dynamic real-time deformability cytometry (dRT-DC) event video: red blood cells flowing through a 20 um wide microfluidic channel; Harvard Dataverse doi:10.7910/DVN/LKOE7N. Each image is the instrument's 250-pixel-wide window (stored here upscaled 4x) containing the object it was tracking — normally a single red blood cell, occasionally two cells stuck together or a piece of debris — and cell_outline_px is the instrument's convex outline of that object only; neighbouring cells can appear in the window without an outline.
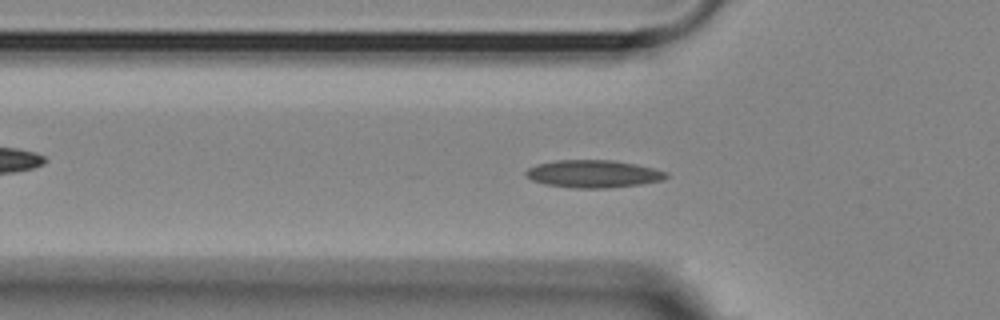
{"species": "Egyptian fruit bat (a non-hibernating species)", "species_latin": "Rousettus aegyptiacus", "temperature_condition": "room temperature", "stored_images_in_passage": 56, "camera_frame_rate_fps": 3000, "um_per_image_px": 0.085, "animal": {"sex": "female"}, "frame": {"image": 1, "passage_image": 17, "time_ms": 5.333, "image_size_px": [1000, 320], "cell_outline_px": [[668, 176], [664, 180], [640, 184], [604, 188], [572, 188], [544, 184], [532, 180], [524, 176], [524, 172], [528, 168], [536, 164], [556, 160], [612, 160], [636, 164], [668, 172]], "centroid_in_image_um": [50.39, 14.77], "position_along_channel_um": 75.4, "area_um2": 22.66}}
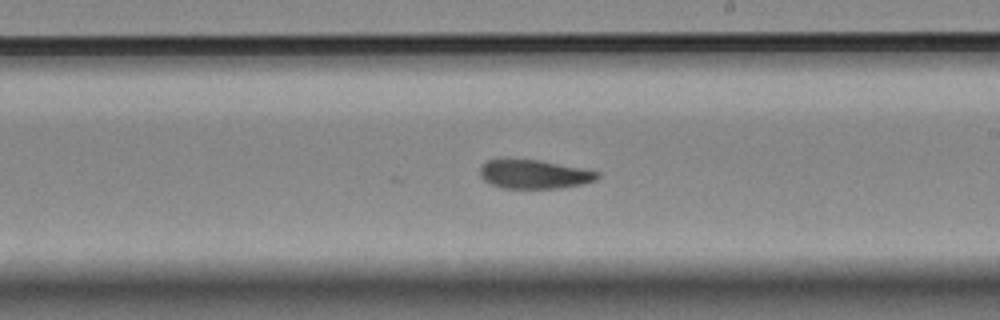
{"frame": {"image": 2, "passage_image": 31, "time_ms": 10.0, "image_size_px": [1000, 320], "cell_outline_px": [[600, 176], [596, 180], [580, 184], [556, 188], [504, 188], [488, 184], [480, 176], [480, 168], [484, 160], [540, 160], [600, 172]], "centroid_in_image_um": [45.37, 14.81], "position_along_channel_um": 243.6, "area_um2": 19.54}}
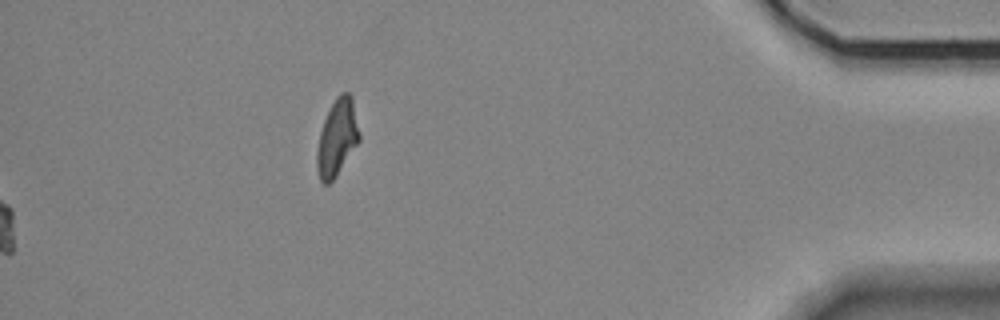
{"frame": {"image": 3, "passage_image": 56, "time_ms": 18.333, "image_size_px": [1000, 320], "cell_outline_px": [[360, 140], [336, 176], [328, 184], [324, 184], [320, 180], [316, 168], [316, 152], [320, 132], [324, 120], [336, 96], [340, 92], [348, 92], [352, 96], [360, 132]], "centroid_in_image_um": [28.66, 11.69], "position_along_channel_um": 406.5, "area_um2": 18.96}, "authors_computed_cell_mechanics": {"area_um2": 20.2878, "velocity_mm_per_s": 3.5848, "shape_relaxation_time_tau1_ms": 6.0659, "shape_relaxation_time_tau2_ms": 1.459, "deformation_change_tau1": 0.1535, "deformation_change_tau2": 0.0673}}